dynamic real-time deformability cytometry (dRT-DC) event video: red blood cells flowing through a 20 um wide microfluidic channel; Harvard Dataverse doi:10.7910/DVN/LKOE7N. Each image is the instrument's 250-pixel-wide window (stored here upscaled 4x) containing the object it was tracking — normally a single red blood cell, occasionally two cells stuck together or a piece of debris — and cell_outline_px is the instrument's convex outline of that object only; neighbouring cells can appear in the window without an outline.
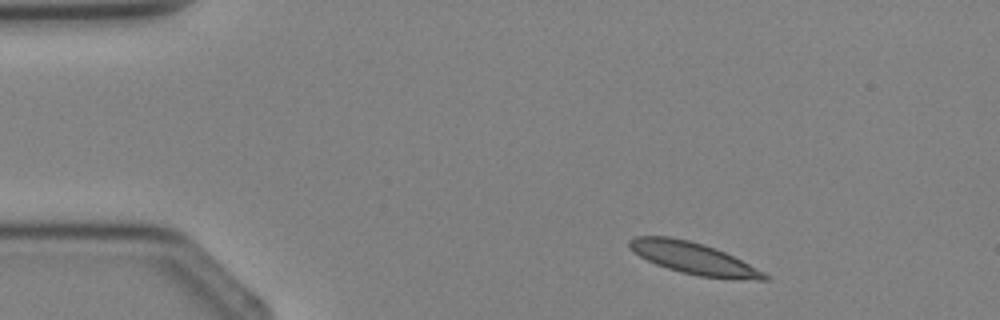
{"species": "Egyptian fruit bat (a non-hibernating species)", "species_latin": "Rousettus aegyptiacus", "temperature_condition": "cold", "stored_images_in_passage": 2, "camera_frame_rate_fps": 3000, "um_per_image_px": 0.085, "animal": {"sex": "female"}, "frame": {"image": 1, "passage_image": 1, "time_ms": 0.0, "image_size_px": [1000, 320], "cell_outline_px": [[768, 280], [760, 280], [700, 276], [680, 272], [656, 264], [640, 256], [628, 248], [628, 240], [636, 236], [668, 236], [688, 240], [704, 244], [716, 248], [764, 272], [768, 276]], "centroid_in_image_um": [58.89, 21.93], "position_along_channel_um": 26.1, "area_um2": 24.57}}